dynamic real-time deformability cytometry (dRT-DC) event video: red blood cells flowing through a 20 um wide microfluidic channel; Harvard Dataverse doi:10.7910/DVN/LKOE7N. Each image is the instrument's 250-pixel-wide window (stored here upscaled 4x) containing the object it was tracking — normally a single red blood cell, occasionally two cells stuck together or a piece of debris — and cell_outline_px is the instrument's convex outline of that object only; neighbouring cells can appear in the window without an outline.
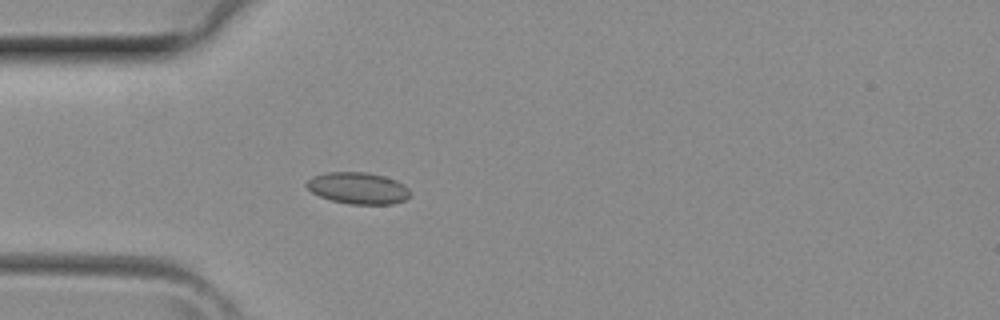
{"species": "common noctule bat (a hibernating species)", "species_latin": "Nyctalus noctula", "temperature_condition": "room temperature", "stored_images_in_passage": 3, "camera_frame_rate_fps": 3000, "um_per_image_px": 0.085, "animal": {"sex": "female", "body_mass_g": 29.2, "forearm_length_mm": 56.3}, "frame": {"image": 1, "passage_image": 3, "time_ms": 0.667, "image_size_px": [1000, 320], "cell_outline_px": [[412, 192], [404, 200], [392, 204], [348, 204], [332, 200], [320, 196], [312, 192], [304, 184], [312, 176], [328, 172], [368, 172], [384, 176], [396, 180], [404, 184]], "centroid_in_image_um": [30.44, 15.98], "position_along_channel_um": 54.6, "area_um2": 19.13}}